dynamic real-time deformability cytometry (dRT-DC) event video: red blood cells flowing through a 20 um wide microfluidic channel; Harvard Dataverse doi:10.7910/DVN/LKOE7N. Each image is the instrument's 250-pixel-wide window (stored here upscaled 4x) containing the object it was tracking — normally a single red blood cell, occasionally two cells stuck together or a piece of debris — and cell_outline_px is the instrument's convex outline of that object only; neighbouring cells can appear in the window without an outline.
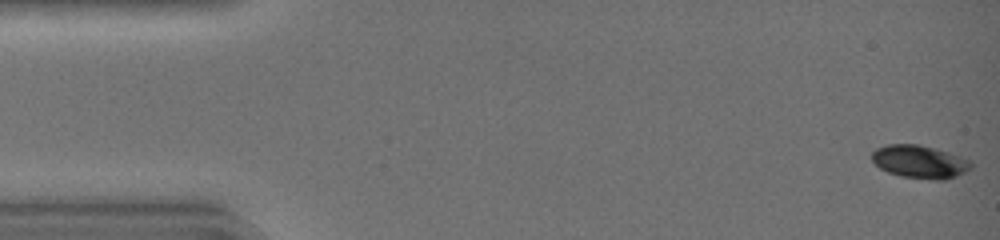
{"species": "common noctule bat (a hibernating species)", "species_latin": "Nyctalus noctula", "temperature_condition": "warm", "stored_images_in_passage": 43, "camera_frame_rate_fps": 3000, "um_per_image_px": 0.085, "animal": {"sex": "female", "body_mass_g": 19.0, "forearm_length_mm": 51.5}, "frame": {"image": 1, "passage_image": 1, "time_ms": 0.0, "image_size_px": [1000, 240], "cell_outline_px": [[972, 168], [956, 176], [944, 180], [936, 180], [900, 176], [888, 172], [880, 168], [872, 160], [872, 152], [876, 148], [888, 144], [920, 144], [948, 152], [960, 156], [968, 160], [972, 164]], "centroid_in_image_um": [78.17, 13.74], "position_along_channel_um": 6.8, "area_um2": 19.02}}
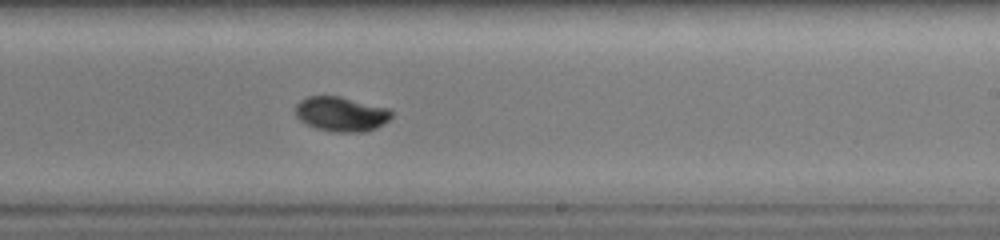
{"frame": {"image": 2, "passage_image": 27, "time_ms": 8.667, "image_size_px": [1000, 240], "cell_outline_px": [[392, 116], [384, 124], [368, 132], [332, 132], [316, 128], [300, 120], [296, 116], [296, 104], [300, 100], [308, 96], [340, 96], [388, 108], [392, 112]], "centroid_in_image_um": [29.01, 9.7], "position_along_channel_um": 260.0, "area_um2": 19.48}}
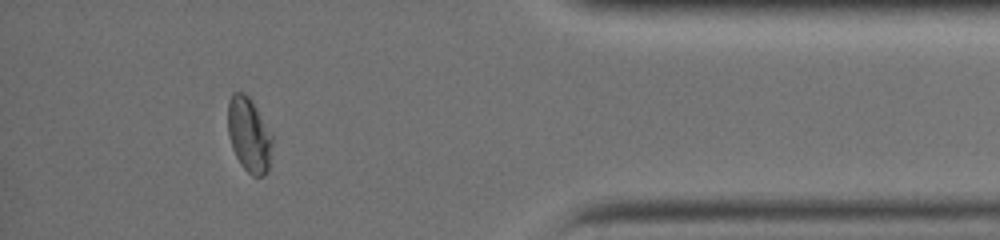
{"frame": {"image": 3, "passage_image": 39, "time_ms": 12.667, "image_size_px": [1000, 240], "cell_outline_px": [[272, 144], [268, 172], [264, 176], [252, 176], [240, 164], [232, 148], [228, 132], [228, 100], [232, 92], [244, 92], [252, 100], [272, 136]], "centroid_in_image_um": [21.15, 11.46], "position_along_channel_um": 414.0, "area_um2": 19.31}, "authors_computed_cell_mechanics": {"area_um2": 19.4208, "velocity_mm_per_s": 4.4926, "shape_relaxation_time_tau1_ms": 3.6016, "shape_relaxation_time_tau2_ms": 1.3908, "deformation_change_tau1": 0.1449, "deformation_change_tau2": 0.0228}}